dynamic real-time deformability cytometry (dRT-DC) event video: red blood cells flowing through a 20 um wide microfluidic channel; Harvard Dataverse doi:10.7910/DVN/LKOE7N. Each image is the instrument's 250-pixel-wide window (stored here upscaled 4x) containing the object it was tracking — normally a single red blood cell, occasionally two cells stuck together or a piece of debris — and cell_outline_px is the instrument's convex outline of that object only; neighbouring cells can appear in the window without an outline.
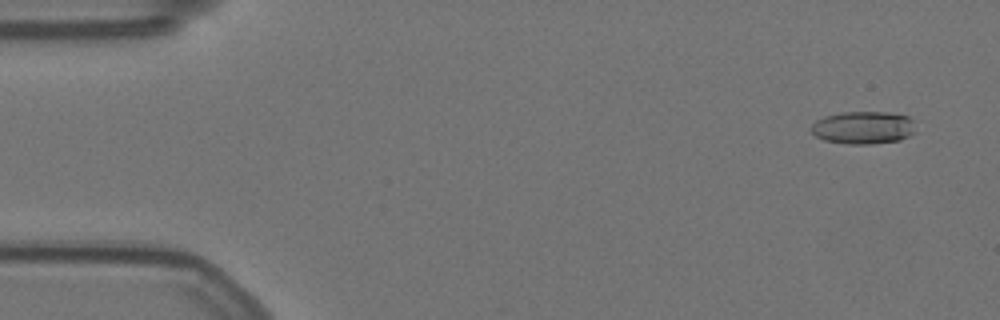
{"species": "Egyptian fruit bat (a non-hibernating species)", "species_latin": "Rousettus aegyptiacus", "temperature_condition": "warm", "stored_images_in_passage": 58, "camera_frame_rate_fps": 3000, "um_per_image_px": 0.085, "animal": {"sex": "female"}, "frame": {"image": 1, "passage_image": 4, "time_ms": 1.0, "image_size_px": [1000, 320], "cell_outline_px": [[912, 132], [908, 136], [900, 140], [868, 144], [848, 144], [824, 140], [816, 136], [812, 132], [812, 124], [816, 120], [824, 116], [840, 112], [888, 112], [908, 116], [912, 120]], "centroid_in_image_um": [73.33, 10.84], "position_along_channel_um": 11.7, "area_um2": 19.71}}
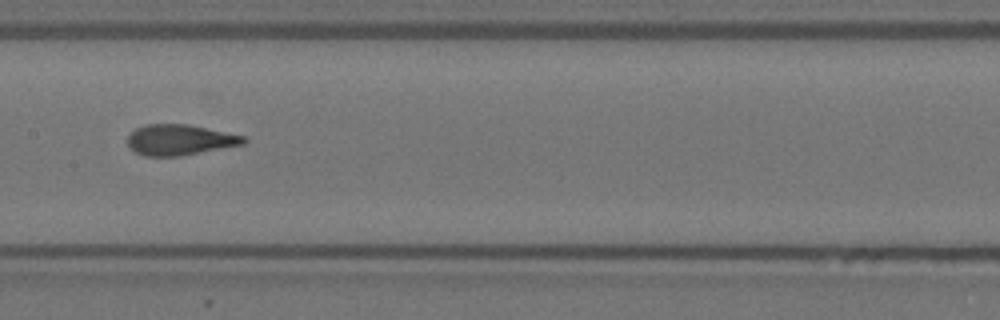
{"frame": {"image": 2, "passage_image": 29, "time_ms": 9.333, "image_size_px": [1000, 320], "cell_outline_px": [[248, 140], [244, 144], [180, 156], [144, 156], [128, 148], [128, 136], [136, 128], [144, 124], [188, 124], [244, 136]], "centroid_in_image_um": [15.25, 11.89], "position_along_channel_um": 192.1, "area_um2": 20.69}}
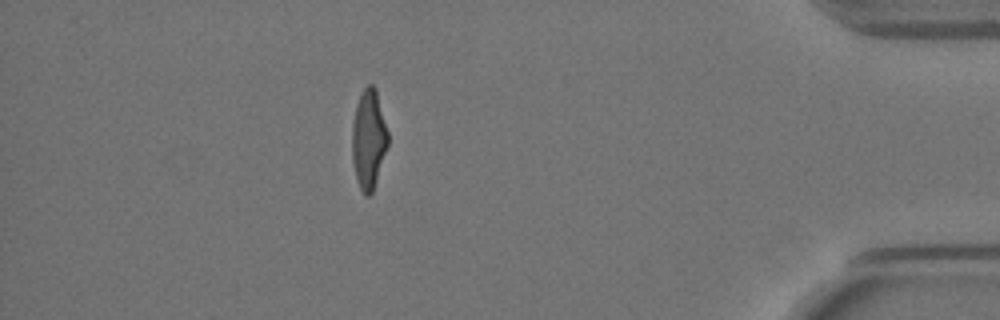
{"frame": {"image": 3, "passage_image": 51, "time_ms": 16.667, "image_size_px": [1000, 320], "cell_outline_px": [[388, 144], [372, 192], [368, 196], [364, 196], [356, 180], [352, 160], [352, 124], [356, 104], [364, 88], [368, 84], [372, 84], [376, 88], [388, 132]], "centroid_in_image_um": [31.32, 11.83], "position_along_channel_um": 403.9, "area_um2": 20.69}, "authors_computed_cell_mechanics": {"area_um2": 20.6924, "velocity_mm_per_s": 3.5534, "shape_relaxation_time_tau1_ms": 3.987, "shape_relaxation_time_tau2_ms": 1.2006, "deformation_change_tau1": 0.2218, "deformation_change_tau2": 0.0948}}